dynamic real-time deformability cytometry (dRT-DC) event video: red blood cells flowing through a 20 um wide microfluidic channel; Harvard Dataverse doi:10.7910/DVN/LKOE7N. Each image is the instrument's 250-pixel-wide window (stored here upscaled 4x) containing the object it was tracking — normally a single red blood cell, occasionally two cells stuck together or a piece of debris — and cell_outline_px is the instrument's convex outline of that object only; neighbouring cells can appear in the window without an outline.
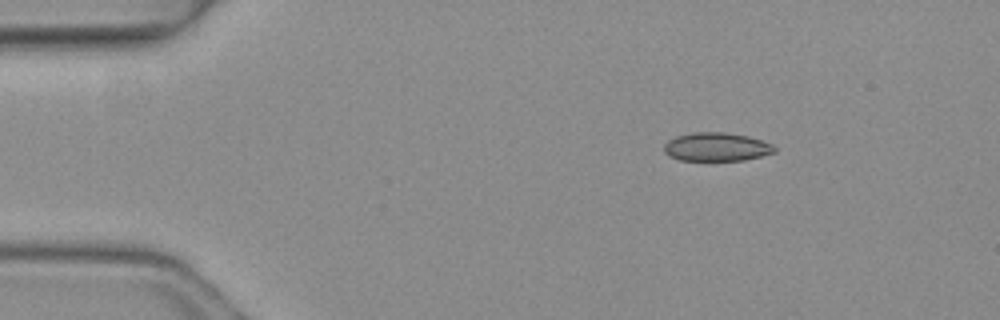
{"species": "common noctule bat (a hibernating species)", "species_latin": "Nyctalus noctula", "temperature_condition": "warm", "stored_images_in_passage": 2, "camera_frame_rate_fps": 3000, "um_per_image_px": 0.085, "animal": {"sex": "female", "body_mass_g": 19.3, "forearm_length_mm": 54.1}, "frame": {"image": 1, "passage_image": 2, "time_ms": 0.333, "image_size_px": [1000, 320], "cell_outline_px": [[776, 152], [744, 160], [680, 160], [664, 152], [664, 144], [668, 140], [676, 136], [692, 132], [724, 132], [748, 136], [772, 144], [776, 148]], "centroid_in_image_um": [60.9, 12.48], "position_along_channel_um": 24.1, "area_um2": 18.26}}